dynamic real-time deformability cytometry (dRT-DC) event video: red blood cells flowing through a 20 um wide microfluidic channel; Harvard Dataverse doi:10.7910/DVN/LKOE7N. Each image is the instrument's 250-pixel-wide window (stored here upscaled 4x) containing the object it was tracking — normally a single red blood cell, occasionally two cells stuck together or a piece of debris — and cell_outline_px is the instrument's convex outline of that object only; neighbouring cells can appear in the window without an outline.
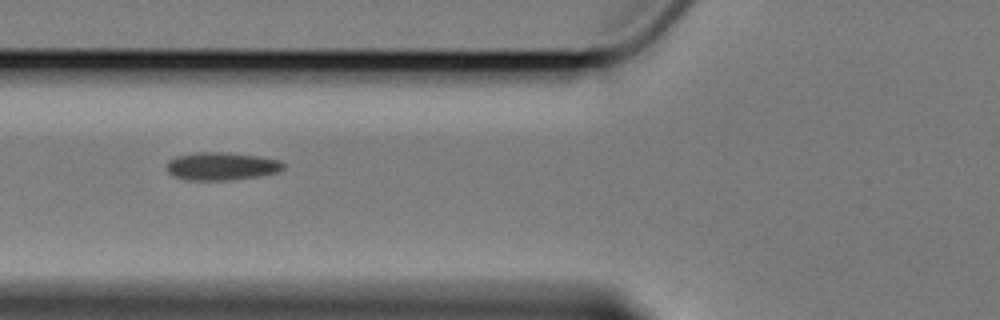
{"species": "Egyptian fruit bat (a non-hibernating species)", "species_latin": "Rousettus aegyptiacus", "temperature_condition": "cold", "stored_images_in_passage": 9, "camera_frame_rate_fps": 3000, "um_per_image_px": 0.085, "animal": {"sex": "female"}, "frame": {"image": 1, "passage_image": 8, "time_ms": 8.333, "image_size_px": [1000, 320], "cell_outline_px": [[284, 168], [276, 172], [256, 176], [232, 180], [184, 180], [172, 176], [168, 172], [168, 160], [176, 156], [196, 152], [224, 152], [260, 156], [280, 160], [284, 164]], "centroid_in_image_um": [18.8, 14.12], "position_along_channel_um": 107.0, "area_um2": 19.02}}
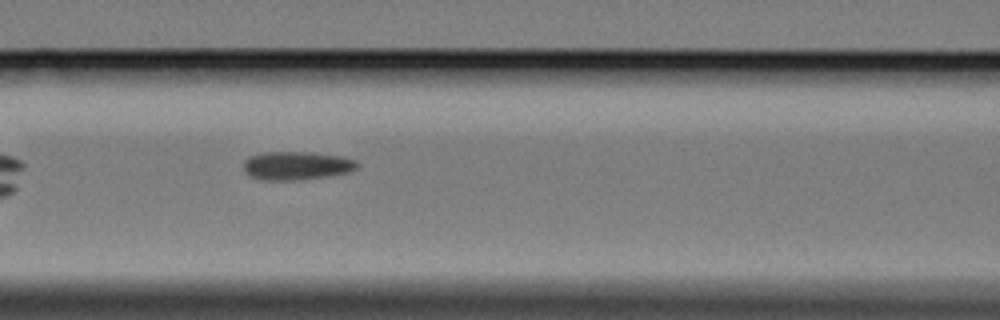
{"frame": {"image": 2, "passage_image": 9, "time_ms": 9.333, "image_size_px": [1000, 320], "cell_outline_px": [[360, 164], [356, 168], [348, 172], [328, 176], [300, 180], [260, 180], [248, 176], [244, 172], [244, 160], [248, 156], [260, 152], [308, 152], [340, 156], [356, 160]], "centroid_in_image_um": [25.16, 14.08], "position_along_channel_um": 141.4, "area_um2": 19.07}}